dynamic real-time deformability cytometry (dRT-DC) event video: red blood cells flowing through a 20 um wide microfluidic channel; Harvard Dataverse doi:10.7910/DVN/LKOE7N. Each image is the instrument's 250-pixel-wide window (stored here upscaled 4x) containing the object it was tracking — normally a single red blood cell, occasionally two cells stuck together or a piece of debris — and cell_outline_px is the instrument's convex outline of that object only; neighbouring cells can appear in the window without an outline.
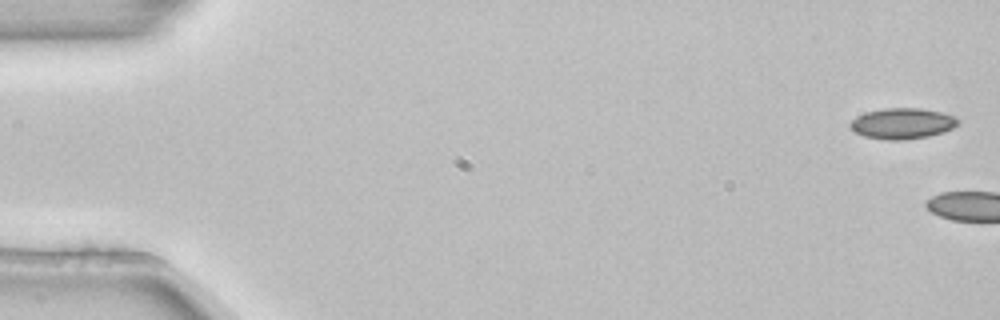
{"species": "common noctule bat (a hibernating species)", "species_latin": "Nyctalus noctula", "temperature_condition": "room temperature", "stored_images_in_passage": 6, "camera_frame_rate_fps": 3000, "um_per_image_px": 0.085, "animal": {"sex": "female", "body_mass_g": 22.7, "forearm_length_mm": 54.2}, "frame": {"image": 1, "passage_image": 1, "time_ms": 0.0, "image_size_px": [1000, 320], "cell_outline_px": [[960, 124], [952, 128], [928, 136], [904, 140], [884, 140], [864, 136], [856, 132], [848, 124], [856, 116], [864, 112], [884, 108], [920, 108], [940, 112], [952, 116], [960, 120]], "centroid_in_image_um": [76.67, 10.49], "position_along_channel_um": 8.3, "area_um2": 19.31}}
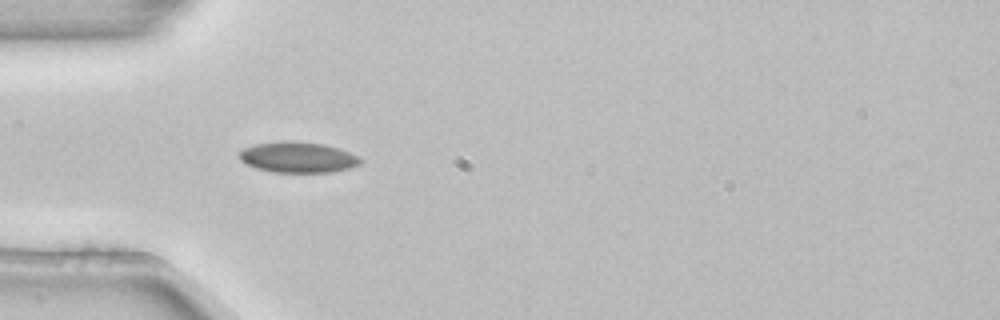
{"frame": {"image": 2, "passage_image": 5, "time_ms": 1.333, "image_size_px": [1000, 320], "cell_outline_px": [[364, 160], [360, 164], [348, 168], [332, 172], [272, 172], [256, 168], [240, 160], [240, 152], [244, 148], [256, 144], [280, 140], [292, 140], [324, 144], [348, 152]], "centroid_in_image_um": [25.31, 13.36], "position_along_channel_um": 59.7, "area_um2": 21.62}}